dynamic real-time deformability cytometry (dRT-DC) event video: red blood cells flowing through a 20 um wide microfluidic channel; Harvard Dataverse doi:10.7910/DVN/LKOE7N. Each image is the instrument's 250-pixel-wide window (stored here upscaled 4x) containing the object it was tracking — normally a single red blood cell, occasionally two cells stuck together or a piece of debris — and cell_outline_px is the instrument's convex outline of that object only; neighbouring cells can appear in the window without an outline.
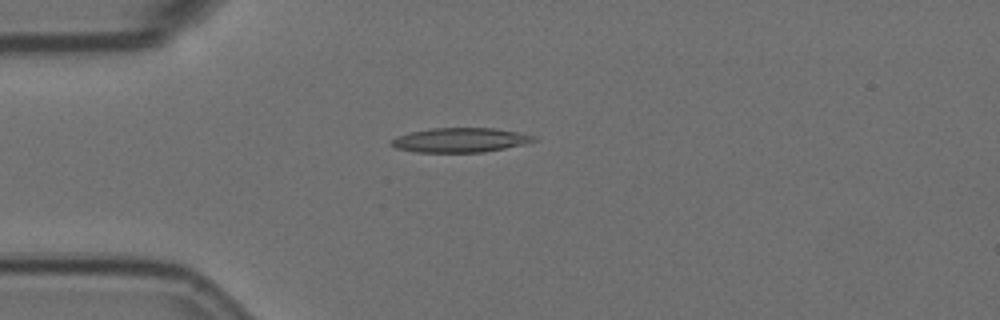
{"species": "Egyptian fruit bat (a non-hibernating species)", "species_latin": "Rousettus aegyptiacus", "temperature_condition": "room temperature", "stored_images_in_passage": 9, "camera_frame_rate_fps": 3000, "um_per_image_px": 0.085, "animal": {"sex": "female"}, "frame": {"image": 1, "passage_image": 2, "time_ms": 0.333, "image_size_px": [1000, 320], "cell_outline_px": [[536, 140], [524, 144], [484, 152], [416, 152], [396, 148], [388, 144], [396, 136], [412, 132], [432, 128], [496, 128], [536, 136]], "centroid_in_image_um": [39.09, 11.9], "position_along_channel_um": 45.9, "area_um2": 20.17}}
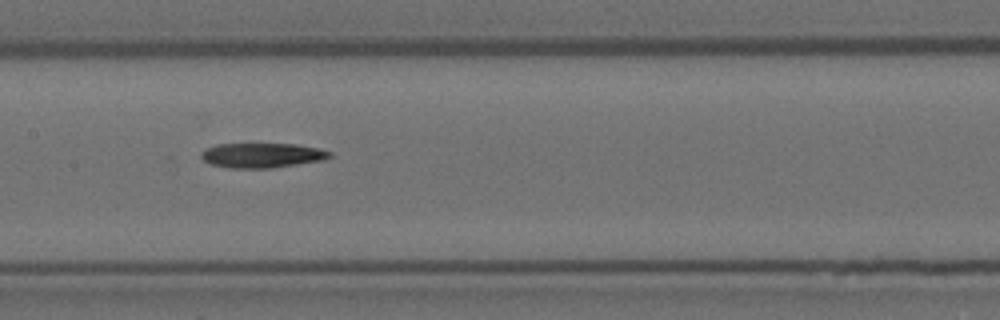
{"frame": {"image": 2, "passage_image": 6, "time_ms": 1.667, "image_size_px": [1000, 320], "cell_outline_px": [[332, 156], [324, 160], [272, 168], [228, 168], [212, 164], [204, 160], [200, 156], [200, 152], [204, 148], [216, 144], [296, 144], [320, 148], [332, 152]], "centroid_in_image_um": [22.28, 13.2], "position_along_channel_um": 185.1, "area_um2": 18.73}}
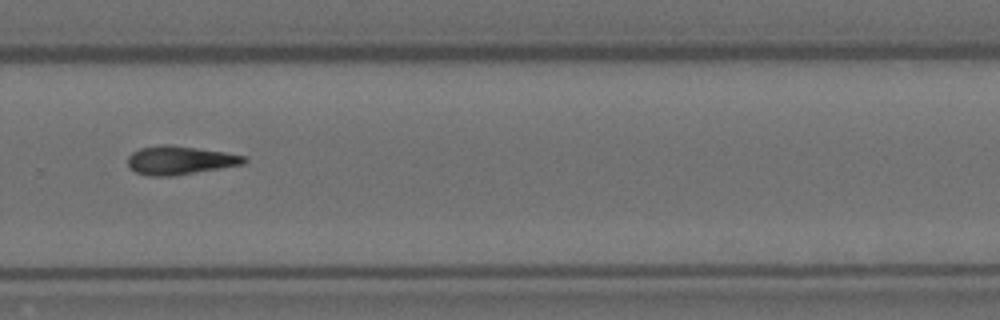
{"frame": {"image": 3, "passage_image": 9, "time_ms": 2.667, "image_size_px": [1000, 320], "cell_outline_px": [[248, 160], [244, 164], [172, 176], [148, 176], [136, 172], [128, 168], [128, 156], [132, 152], [140, 148], [160, 144], [168, 144], [224, 152], [248, 156]], "centroid_in_image_um": [15.27, 13.62], "position_along_channel_um": 314.5, "area_um2": 19.42}}